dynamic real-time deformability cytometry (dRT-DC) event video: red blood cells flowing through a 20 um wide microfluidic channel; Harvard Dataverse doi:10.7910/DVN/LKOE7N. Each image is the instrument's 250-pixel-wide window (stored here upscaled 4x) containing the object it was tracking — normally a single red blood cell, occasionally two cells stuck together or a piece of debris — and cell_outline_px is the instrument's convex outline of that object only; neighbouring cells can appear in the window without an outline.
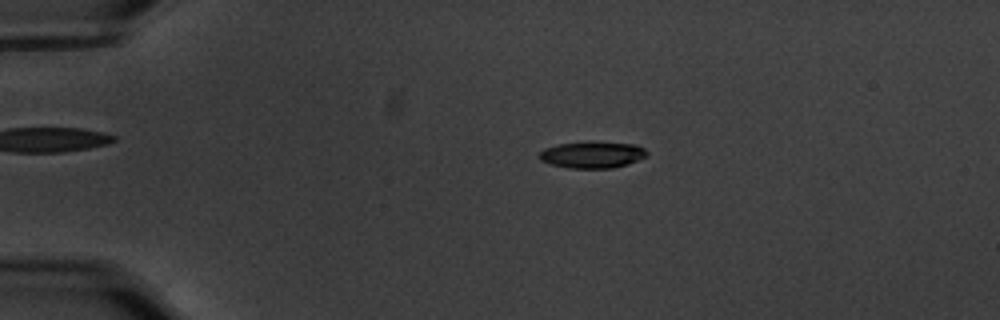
{"species": "common noctule bat (a hibernating species)", "species_latin": "Nyctalus noctula", "temperature_condition": "warm", "stored_images_in_passage": 57, "camera_frame_rate_fps": 3000, "um_per_image_px": 0.085, "animal": {"sex": "male", "body_mass_g": 20.1, "forearm_length_mm": 53.5}, "frame": {"image": 1, "passage_image": 12, "time_ms": 3.667, "image_size_px": [1000, 320], "cell_outline_px": [[648, 152], [644, 156], [628, 164], [612, 168], [568, 168], [548, 164], [540, 160], [536, 156], [544, 148], [560, 144], [588, 140], [592, 140], [636, 144], [644, 148]], "centroid_in_image_um": [50.3, 13.13], "position_along_channel_um": 34.7, "area_um2": 17.11}}
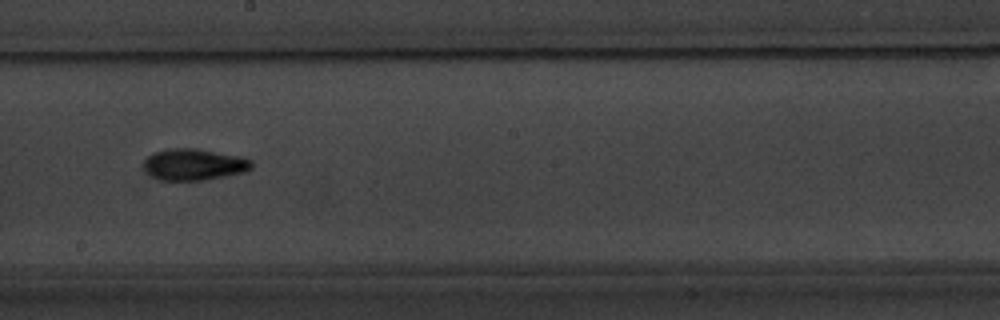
{"frame": {"image": 2, "passage_image": 33, "time_ms": 10.667, "image_size_px": [1000, 320], "cell_outline_px": [[252, 168], [244, 172], [204, 180], [160, 180], [144, 164], [144, 160], [152, 152], [168, 148], [196, 148], [240, 156], [252, 160]], "centroid_in_image_um": [16.54, 13.96], "position_along_channel_um": 231.7, "area_um2": 19.48}}
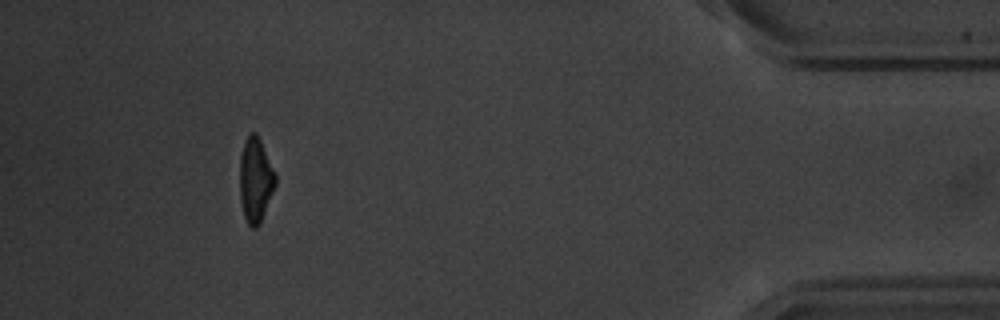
{"frame": {"image": 3, "passage_image": 53, "time_ms": 17.333, "image_size_px": [1000, 320], "cell_outline_px": [[276, 184], [260, 224], [256, 228], [252, 228], [248, 224], [244, 216], [240, 200], [240, 156], [244, 140], [252, 132], [256, 132], [276, 172]], "centroid_in_image_um": [21.72, 15.3], "position_along_channel_um": 413.5, "area_um2": 17.69}, "authors_computed_cell_mechanics": {"area_um2": 17.8602, "velocity_mm_per_s": 3.5452, "shape_relaxation_time_tau1_ms": 2.7374, "shape_relaxation_time_tau2_ms": 2.8154, "deformation_change_tau1": 0.2022, "deformation_change_tau2": 0.1027}}